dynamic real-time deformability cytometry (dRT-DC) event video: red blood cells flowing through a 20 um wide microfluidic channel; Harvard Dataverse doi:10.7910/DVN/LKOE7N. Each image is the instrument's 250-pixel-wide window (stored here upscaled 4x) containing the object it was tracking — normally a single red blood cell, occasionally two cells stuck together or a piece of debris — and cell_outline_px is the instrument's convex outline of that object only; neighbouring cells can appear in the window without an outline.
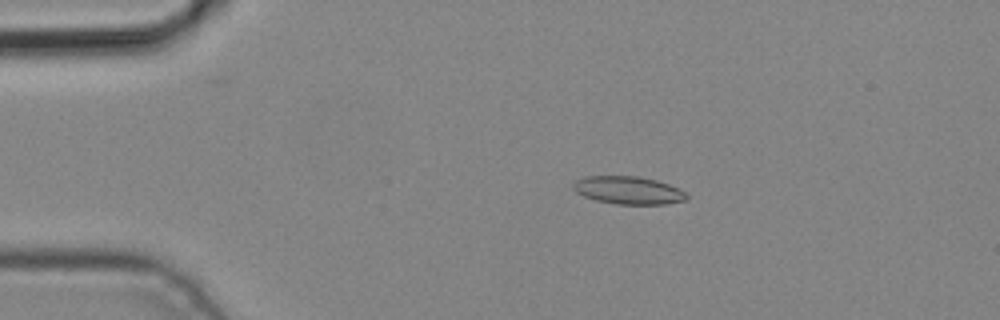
{"species": "common noctule bat (a hibernating species)", "species_latin": "Nyctalus noctula", "temperature_condition": "cold", "stored_images_in_passage": 5, "segment_of_instrument_passage": [1, 2], "camera_frame_rate_fps": 3000, "um_per_image_px": 0.085, "animal": {"sex": "male", "body_mass_g": 19.2, "forearm_length_mm": 51.8}, "frame": {"image": 1, "passage_image": 3, "time_ms": 0.667, "image_size_px": [1000, 320], "cell_outline_px": [[688, 200], [664, 204], [616, 204], [596, 200], [584, 196], [576, 192], [572, 188], [572, 184], [576, 180], [584, 176], [640, 176], [656, 180], [668, 184], [684, 192], [688, 196]], "centroid_in_image_um": [53.38, 16.17], "position_along_channel_um": 31.6, "area_um2": 18.38}}